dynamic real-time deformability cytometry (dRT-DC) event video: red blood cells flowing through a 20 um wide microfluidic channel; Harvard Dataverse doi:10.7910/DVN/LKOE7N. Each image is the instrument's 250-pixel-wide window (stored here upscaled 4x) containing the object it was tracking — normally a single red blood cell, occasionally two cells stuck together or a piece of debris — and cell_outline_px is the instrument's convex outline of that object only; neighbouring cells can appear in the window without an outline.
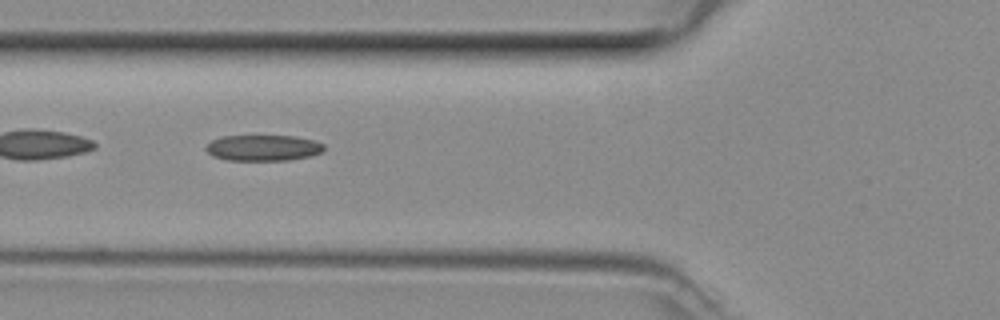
{"species": "common noctule bat (a hibernating species)", "species_latin": "Nyctalus noctula", "temperature_condition": "room temperature", "stored_images_in_passage": 48, "camera_frame_rate_fps": 3000, "um_per_image_px": 0.085, "animal": {"sex": "female", "body_mass_g": 29.2, "forearm_length_mm": 56.3}, "frame": {"image": 1, "passage_image": 18, "time_ms": 5.667, "image_size_px": [1000, 320], "cell_outline_px": [[324, 152], [312, 156], [288, 160], [228, 160], [212, 156], [204, 148], [212, 140], [220, 136], [296, 136], [312, 140], [324, 144]], "centroid_in_image_um": [22.38, 12.57], "position_along_channel_um": 103.4, "area_um2": 17.92}}
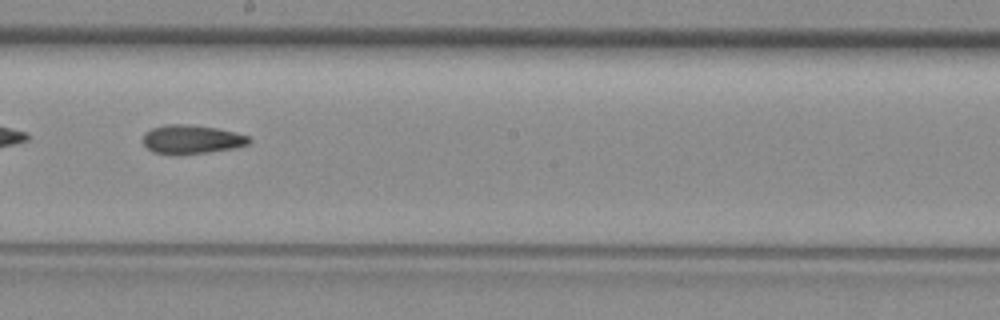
{"frame": {"image": 2, "passage_image": 27, "time_ms": 8.667, "image_size_px": [1000, 320], "cell_outline_px": [[252, 140], [248, 144], [232, 148], [204, 152], [152, 152], [144, 144], [144, 132], [152, 128], [164, 124], [188, 124], [216, 128], [248, 136]], "centroid_in_image_um": [16.28, 11.8], "position_along_channel_um": 231.9, "area_um2": 17.05}}
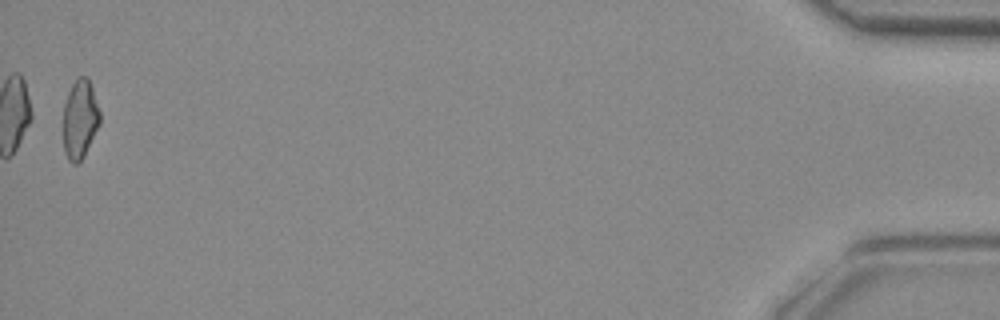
{"frame": {"image": 3, "passage_image": 48, "time_ms": 15.667, "image_size_px": [1000, 320], "cell_outline_px": [[100, 124], [84, 156], [76, 164], [72, 164], [68, 160], [64, 152], [64, 104], [68, 92], [72, 84], [80, 76], [88, 76], [100, 112]], "centroid_in_image_um": [6.8, 10.14], "position_along_channel_um": 428.4, "area_um2": 16.82}}